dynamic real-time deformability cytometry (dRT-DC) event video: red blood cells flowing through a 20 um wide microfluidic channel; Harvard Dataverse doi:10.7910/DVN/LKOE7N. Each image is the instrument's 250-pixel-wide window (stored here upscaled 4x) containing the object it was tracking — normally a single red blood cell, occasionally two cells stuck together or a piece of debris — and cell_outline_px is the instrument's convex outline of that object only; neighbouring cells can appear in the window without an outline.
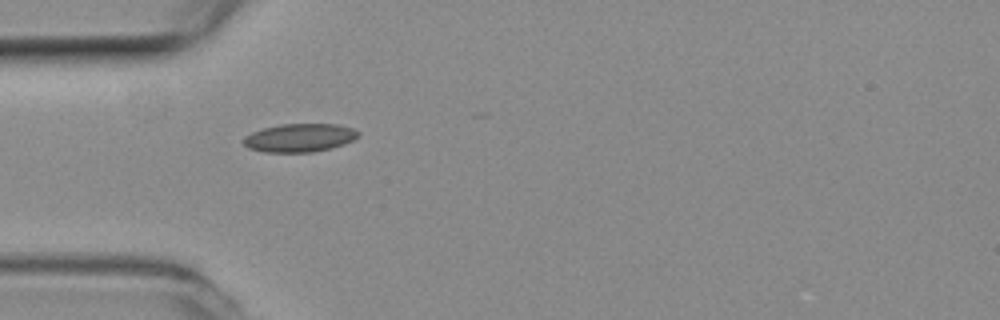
{"species": "common noctule bat (a hibernating species)", "species_latin": "Nyctalus noctula", "temperature_condition": "room temperature", "stored_images_in_passage": 8, "camera_frame_rate_fps": 3000, "um_per_image_px": 0.085, "animal": {"sex": "female", "body_mass_g": 19.3, "forearm_length_mm": 54.1}, "frame": {"image": 1, "passage_image": 1, "time_ms": 0.0, "image_size_px": [1000, 320], "cell_outline_px": [[360, 136], [344, 144], [332, 148], [312, 152], [264, 152], [248, 148], [244, 144], [244, 136], [252, 132], [264, 128], [280, 124], [336, 124], [352, 128], [360, 132]], "centroid_in_image_um": [25.48, 11.71], "position_along_channel_um": 59.5, "area_um2": 18.96}}
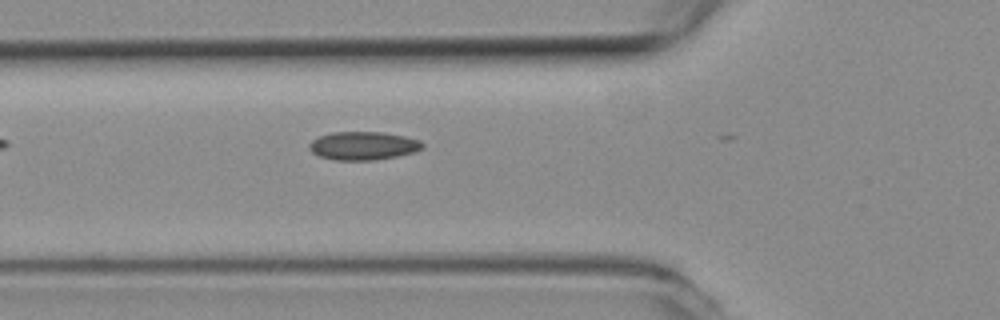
{"frame": {"image": 2, "passage_image": 4, "time_ms": 1.0, "image_size_px": [1000, 320], "cell_outline_px": [[424, 144], [420, 148], [412, 152], [396, 156], [372, 160], [336, 160], [320, 156], [312, 152], [308, 148], [308, 144], [312, 140], [320, 136], [332, 132], [384, 132], [404, 136], [420, 140]], "centroid_in_image_um": [30.83, 12.38], "position_along_channel_um": 95.0, "area_um2": 18.5}}